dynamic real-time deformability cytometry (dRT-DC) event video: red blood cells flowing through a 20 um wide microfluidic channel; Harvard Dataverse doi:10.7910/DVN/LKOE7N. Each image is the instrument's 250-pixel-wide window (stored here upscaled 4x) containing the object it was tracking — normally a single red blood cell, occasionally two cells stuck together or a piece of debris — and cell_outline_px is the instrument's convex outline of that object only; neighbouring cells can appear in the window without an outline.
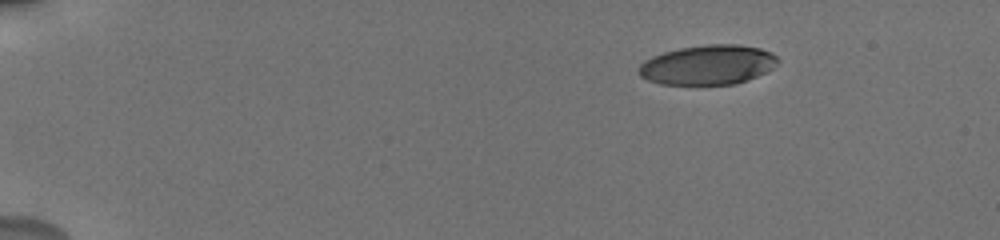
{"species": "human", "species_latin": "Homo sapiens", "temperature_condition": "cold", "stored_images_in_passage": 29, "camera_frame_rate_fps": 3000, "um_per_image_px": 0.085, "donor": {"sex": "male"}, "frame": {"image": 1, "passage_image": 1, "time_ms": 0.0, "image_size_px": [1000, 240], "cell_outline_px": [[780, 60], [772, 68], [748, 80], [736, 84], [660, 84], [648, 80], [640, 76], [636, 72], [640, 64], [644, 60], [652, 56], [664, 52], [680, 48], [704, 44], [740, 44], [760, 48], [772, 52]], "centroid_in_image_um": [60.15, 5.5], "position_along_channel_um": 24.8, "area_um2": 32.31}}
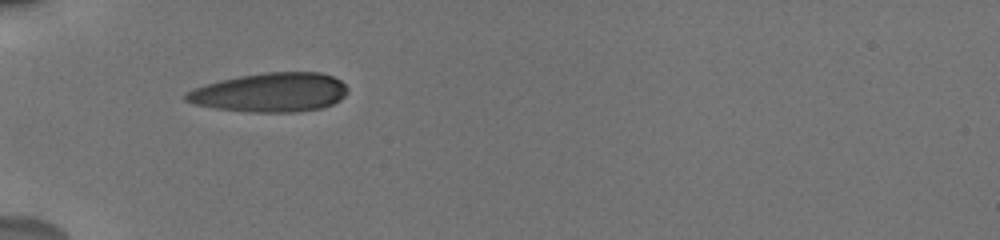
{"frame": {"image": 2, "passage_image": 21, "time_ms": 3.667, "image_size_px": [1000, 240], "cell_outline_px": [[348, 92], [340, 100], [332, 104], [320, 108], [296, 112], [252, 112], [212, 108], [196, 104], [184, 100], [184, 92], [192, 88], [204, 84], [220, 80], [240, 76], [264, 72], [320, 72], [332, 76], [340, 80], [348, 88]], "centroid_in_image_um": [22.95, 7.85], "position_along_channel_um": 62.0, "area_um2": 37.05}}
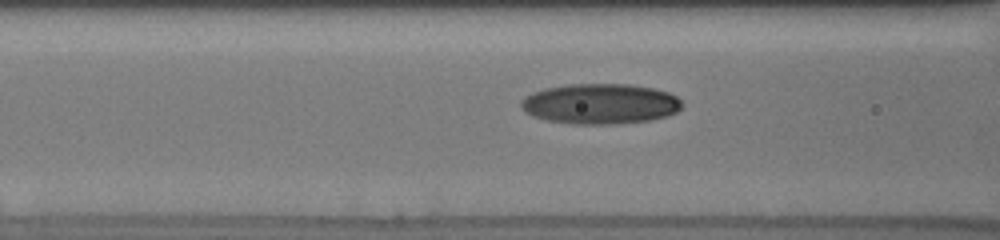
{"frame": {"image": 3, "passage_image": 28, "time_ms": 5.333, "image_size_px": [1000, 240], "cell_outline_px": [[684, 104], [676, 112], [668, 116], [652, 120], [612, 124], [572, 124], [548, 120], [532, 116], [520, 104], [524, 96], [532, 92], [544, 88], [568, 84], [628, 84], [652, 88], [668, 92], [676, 96]], "centroid_in_image_um": [51.04, 8.82], "position_along_channel_um": 115.6, "area_um2": 37.92}}